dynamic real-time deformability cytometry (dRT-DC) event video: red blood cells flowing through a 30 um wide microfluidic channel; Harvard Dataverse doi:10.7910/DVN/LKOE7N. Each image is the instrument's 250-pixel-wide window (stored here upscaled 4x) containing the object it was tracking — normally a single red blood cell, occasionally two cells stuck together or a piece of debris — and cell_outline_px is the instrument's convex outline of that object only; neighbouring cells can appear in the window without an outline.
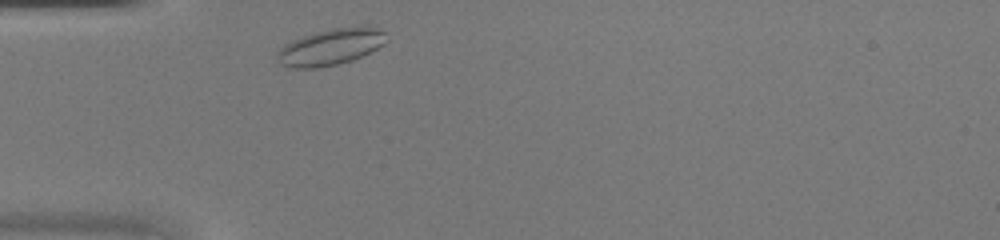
{"species": "common noctule bat (a hibernating species)", "species_latin": "Nyctalus noctula", "temperature_condition": "warm", "stored_images_in_passage": 26, "camera_frame_rate_fps": 3000, "um_per_image_px": 0.085, "animal": {"sex": "female", "body_mass_g": 20.0, "forearm_length_mm": 54.0}, "frame": {"image": 1, "passage_image": 1, "time_ms": 0.0, "image_size_px": [1000, 240], "cell_outline_px": [[388, 40], [384, 44], [352, 60], [336, 64], [316, 68], [292, 68], [280, 64], [276, 60], [276, 52], [284, 44], [292, 40], [316, 32], [332, 28], [364, 24], [376, 28], [384, 32]], "centroid_in_image_um": [28.09, 3.97], "position_along_channel_um": 56.9, "area_um2": 23.29}}
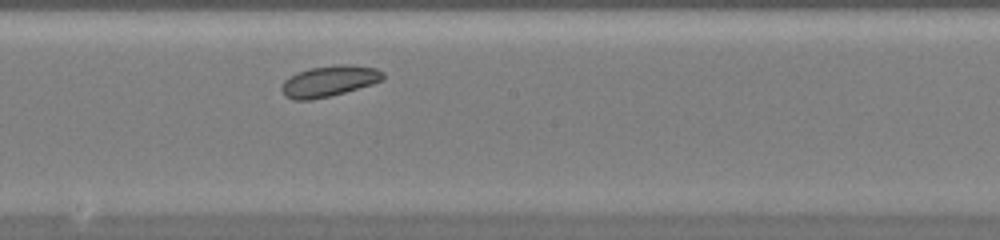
{"frame": {"image": 2, "passage_image": 13, "time_ms": 4.0, "image_size_px": [1000, 240], "cell_outline_px": [[384, 80], [372, 84], [344, 92], [312, 100], [296, 100], [284, 96], [280, 88], [284, 80], [296, 72], [308, 68], [336, 64], [348, 64], [376, 68], [384, 72]], "centroid_in_image_um": [27.96, 6.88], "position_along_channel_um": 220.2, "area_um2": 18.44}}
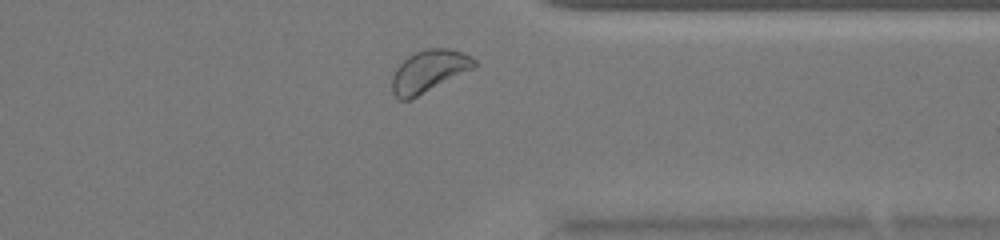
{"frame": {"image": 3, "passage_image": 24, "time_ms": 7.667, "image_size_px": [1000, 240], "cell_outline_px": [[476, 68], [408, 100], [400, 100], [392, 92], [392, 76], [396, 68], [408, 56], [424, 48], [448, 48], [472, 56], [476, 60]], "centroid_in_image_um": [36.48, 6.03], "position_along_channel_um": 374.9, "area_um2": 20.11}}